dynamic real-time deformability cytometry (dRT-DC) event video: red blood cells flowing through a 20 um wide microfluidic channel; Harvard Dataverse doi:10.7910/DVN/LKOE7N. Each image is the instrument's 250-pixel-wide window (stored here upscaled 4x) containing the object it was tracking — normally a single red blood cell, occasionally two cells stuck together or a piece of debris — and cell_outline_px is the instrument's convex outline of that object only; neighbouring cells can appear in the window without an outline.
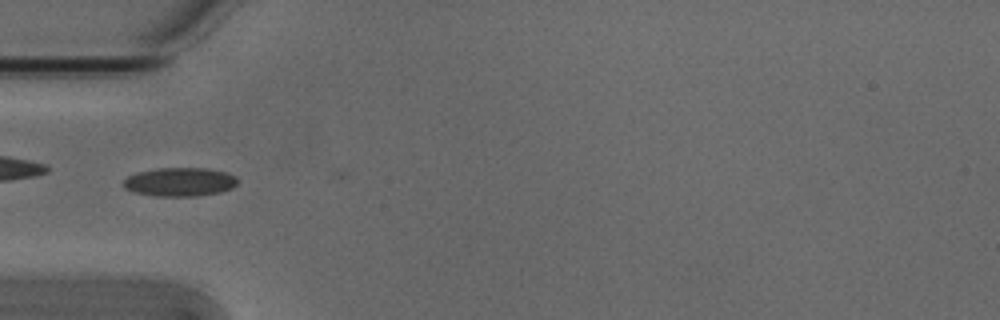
{"species": "Egyptian fruit bat (a non-hibernating species)", "species_latin": "Rousettus aegyptiacus", "temperature_condition": "cold", "stored_images_in_passage": 7, "camera_frame_rate_fps": 3000, "um_per_image_px": 0.085, "animal": {"sex": "male"}, "frame": {"image": 1, "passage_image": 2, "time_ms": 0.333, "image_size_px": [1000, 320], "cell_outline_px": [[236, 184], [232, 188], [220, 192], [196, 196], [156, 196], [132, 192], [124, 188], [124, 180], [128, 176], [136, 172], [156, 168], [208, 168], [224, 172], [236, 176]], "centroid_in_image_um": [15.25, 15.46], "position_along_channel_um": 69.7, "area_um2": 19.13}}
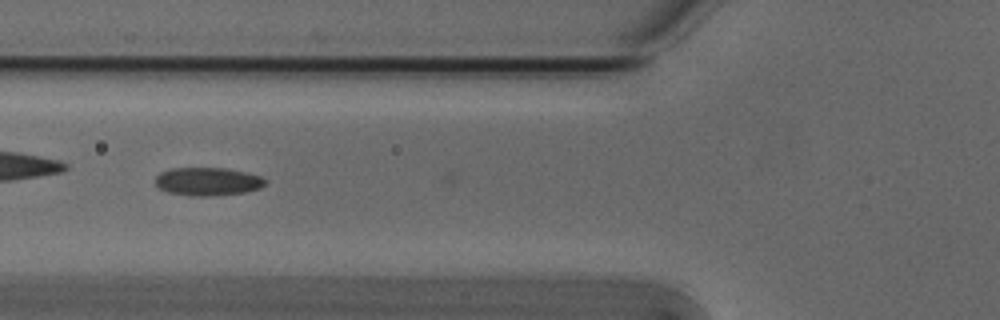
{"frame": {"image": 2, "passage_image": 5, "time_ms": 1.333, "image_size_px": [1000, 320], "cell_outline_px": [[268, 184], [260, 188], [244, 192], [212, 196], [188, 196], [168, 192], [156, 188], [156, 176], [160, 172], [172, 168], [224, 168], [248, 172], [260, 176], [268, 180]], "centroid_in_image_um": [17.67, 15.43], "position_along_channel_um": 108.1, "area_um2": 18.32}}